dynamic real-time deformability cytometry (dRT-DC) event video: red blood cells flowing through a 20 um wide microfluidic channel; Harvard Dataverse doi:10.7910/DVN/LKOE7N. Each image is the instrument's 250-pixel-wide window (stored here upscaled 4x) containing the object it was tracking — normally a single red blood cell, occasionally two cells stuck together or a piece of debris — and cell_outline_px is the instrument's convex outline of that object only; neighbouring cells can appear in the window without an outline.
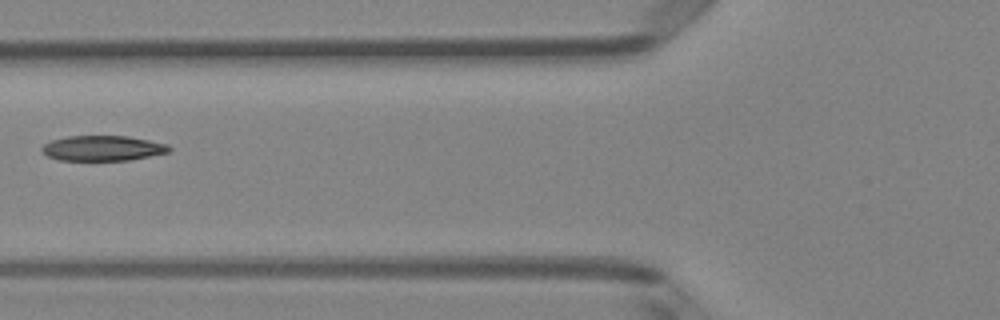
{"species": "Egyptian fruit bat (a non-hibernating species)", "species_latin": "Rousettus aegyptiacus", "temperature_condition": "room temperature", "stored_images_in_passage": 7, "camera_frame_rate_fps": 3000, "um_per_image_px": 0.085, "animal": {"sex": "female"}, "frame": {"image": 1, "passage_image": 6, "time_ms": 1.667, "image_size_px": [1000, 320], "cell_outline_px": [[172, 148], [168, 152], [128, 160], [60, 160], [48, 156], [40, 152], [40, 148], [44, 144], [52, 140], [68, 136], [128, 136], [168, 144]], "centroid_in_image_um": [8.7, 12.59], "position_along_channel_um": 117.1, "area_um2": 18.61}}
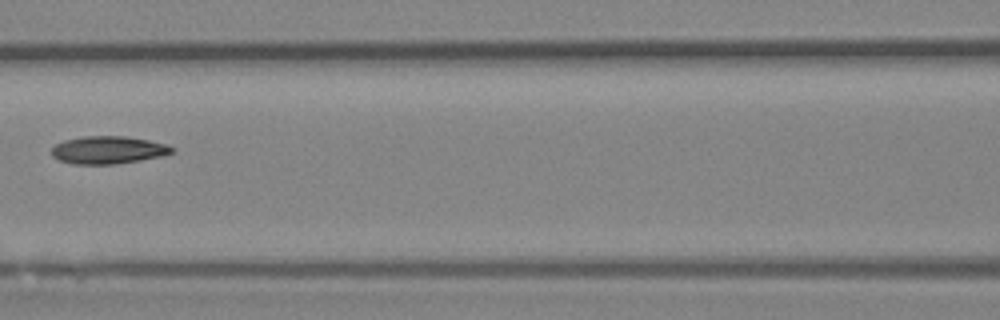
{"frame": {"image": 2, "passage_image": 7, "time_ms": 2.0, "image_size_px": [1000, 320], "cell_outline_px": [[176, 148], [172, 152], [164, 156], [116, 164], [72, 164], [60, 160], [52, 156], [52, 148], [56, 144], [64, 140], [84, 136], [124, 136], [148, 140], [164, 144]], "centroid_in_image_um": [9.19, 12.75], "position_along_channel_um": 157.4, "area_um2": 19.36}}